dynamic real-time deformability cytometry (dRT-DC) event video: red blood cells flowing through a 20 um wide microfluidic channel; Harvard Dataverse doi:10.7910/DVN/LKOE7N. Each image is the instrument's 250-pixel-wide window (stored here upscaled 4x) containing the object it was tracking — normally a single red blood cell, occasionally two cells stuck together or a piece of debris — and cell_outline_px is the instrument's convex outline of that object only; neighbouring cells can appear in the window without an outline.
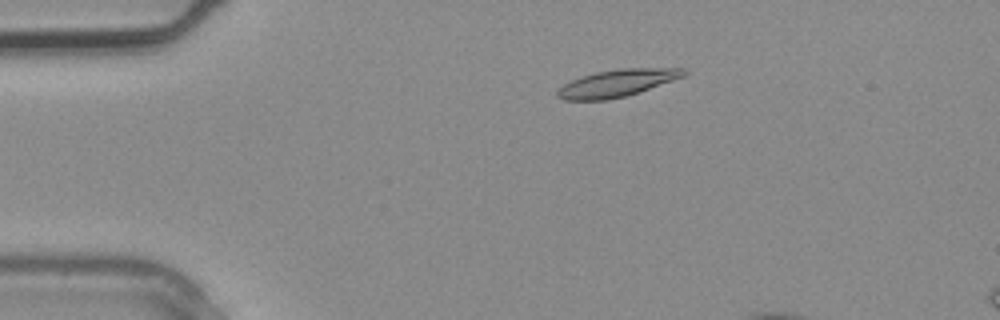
{"species": "common noctule bat (a hibernating species)", "species_latin": "Nyctalus noctula", "temperature_condition": "warm", "stored_images_in_passage": 4, "camera_frame_rate_fps": 3000, "um_per_image_px": 0.085, "animal": {"sex": "male", "body_mass_g": 20.4}, "frame": {"image": 1, "passage_image": 2, "time_ms": 0.333, "image_size_px": [1000, 320], "cell_outline_px": [[688, 72], [684, 76], [624, 96], [608, 100], [564, 100], [556, 96], [556, 92], [564, 84], [572, 80], [596, 72], [620, 68], [684, 68]], "centroid_in_image_um": [52.42, 7.06], "position_along_channel_um": 32.6, "area_um2": 19.59}}